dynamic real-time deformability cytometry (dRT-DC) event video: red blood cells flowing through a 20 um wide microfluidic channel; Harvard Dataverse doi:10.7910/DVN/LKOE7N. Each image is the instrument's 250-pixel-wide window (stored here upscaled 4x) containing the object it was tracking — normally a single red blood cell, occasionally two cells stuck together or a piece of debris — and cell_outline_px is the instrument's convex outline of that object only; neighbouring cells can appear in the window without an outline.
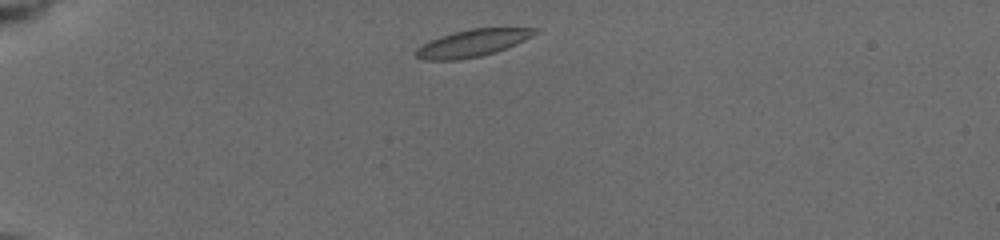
{"species": "common noctule bat (a hibernating species)", "species_latin": "Nyctalus noctula", "temperature_condition": "cold", "stored_images_in_passage": 3, "camera_frame_rate_fps": 3000, "um_per_image_px": 0.085, "animal": {"sex": "female", "body_mass_g": 19.5, "forearm_length_mm": 54.1}, "frame": {"image": 1, "passage_image": 1, "time_ms": 0.0, "image_size_px": [1000, 240], "cell_outline_px": [[540, 32], [516, 44], [496, 52], [480, 56], [460, 60], [424, 60], [416, 56], [412, 52], [416, 48], [428, 40], [452, 32], [468, 28], [540, 28]], "centroid_in_image_um": [40.13, 3.66], "position_along_channel_um": 44.9, "area_um2": 19.13}}
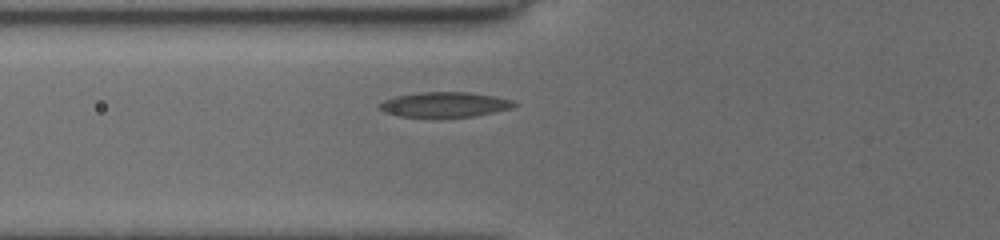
{"frame": {"image": 2, "passage_image": 3, "time_ms": 2.333, "image_size_px": [1000, 240], "cell_outline_px": [[516, 104], [512, 108], [472, 116], [400, 116], [384, 112], [376, 104], [384, 100], [396, 96], [420, 92], [468, 92], [492, 96], [512, 100]], "centroid_in_image_um": [37.75, 8.87], "position_along_channel_um": 88.1, "area_um2": 19.19}}